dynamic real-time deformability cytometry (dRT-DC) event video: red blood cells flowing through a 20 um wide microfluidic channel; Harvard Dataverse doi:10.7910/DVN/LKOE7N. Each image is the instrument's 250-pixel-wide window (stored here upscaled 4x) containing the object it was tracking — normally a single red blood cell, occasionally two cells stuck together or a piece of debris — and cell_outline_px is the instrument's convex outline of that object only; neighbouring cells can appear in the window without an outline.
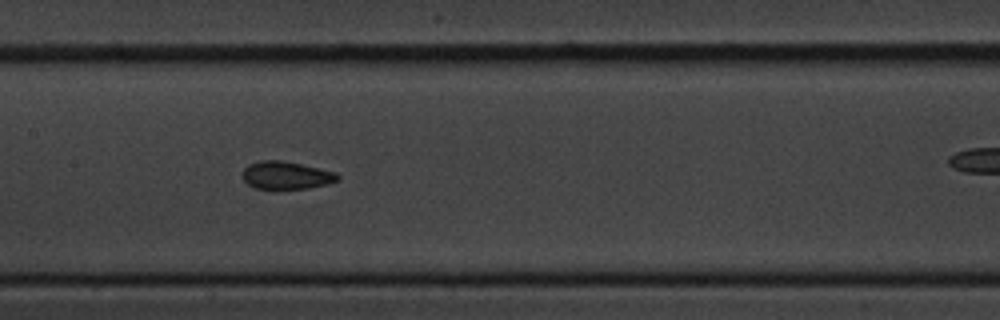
{"species": "common noctule bat (a hibernating species)", "species_latin": "Nyctalus noctula", "temperature_condition": "cold", "stored_images_in_passage": 12, "camera_frame_rate_fps": 3000, "um_per_image_px": 0.085, "animal": {"sex": "male", "body_mass_g": 20.1, "forearm_length_mm": 53.5}, "frame": {"image": 1, "passage_image": 9, "time_ms": 10.0, "image_size_px": [1000, 320], "cell_outline_px": [[340, 180], [328, 184], [308, 188], [256, 188], [248, 184], [240, 176], [240, 172], [248, 164], [260, 160], [284, 160], [336, 172], [340, 176]], "centroid_in_image_um": [24.31, 14.88], "position_along_channel_um": 183.1, "area_um2": 15.55}}